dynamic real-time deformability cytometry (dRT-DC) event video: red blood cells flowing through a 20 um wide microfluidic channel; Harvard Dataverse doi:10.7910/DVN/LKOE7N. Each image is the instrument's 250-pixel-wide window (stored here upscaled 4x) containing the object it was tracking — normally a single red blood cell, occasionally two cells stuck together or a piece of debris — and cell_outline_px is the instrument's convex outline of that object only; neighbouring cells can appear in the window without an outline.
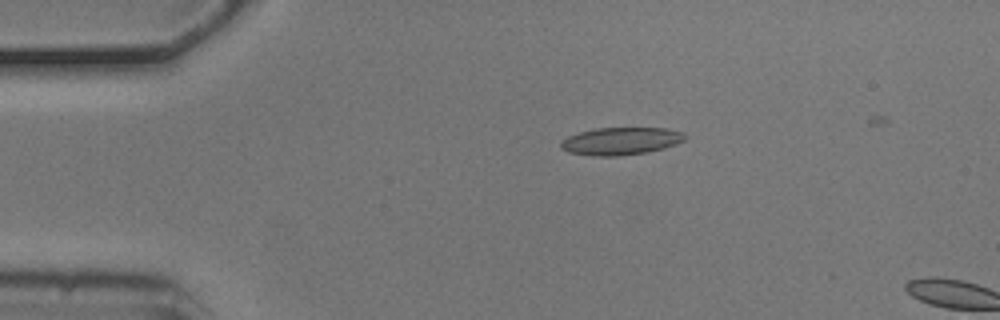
{"species": "common noctule bat (a hibernating species)", "species_latin": "Nyctalus noctula", "temperature_condition": "cold", "stored_images_in_passage": 4, "camera_frame_rate_fps": 3000, "um_per_image_px": 0.085, "animal": {"sex": "male", "body_mass_g": 20.5, "forearm_length_mm": 52.5}, "frame": {"image": 1, "passage_image": 1, "time_ms": 0.0, "image_size_px": [1000, 320], "cell_outline_px": [[688, 136], [684, 140], [676, 144], [664, 148], [648, 152], [620, 156], [592, 156], [568, 152], [560, 148], [560, 144], [568, 136], [580, 132], [596, 128], [668, 128], [684, 132]], "centroid_in_image_um": [52.81, 11.99], "position_along_channel_um": 32.2, "area_um2": 20.06}}
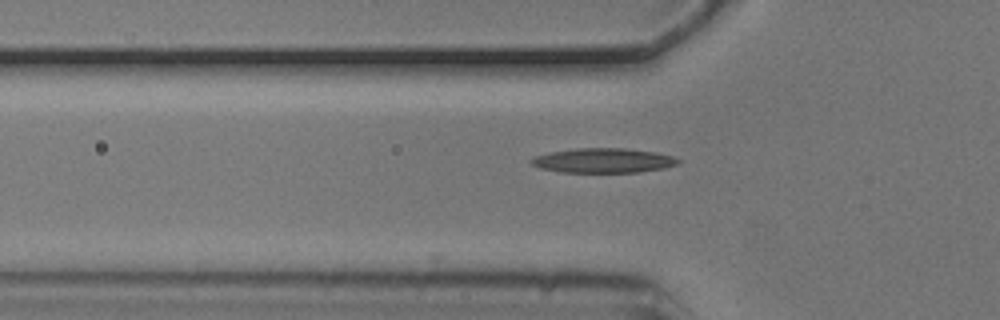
{"frame": {"image": 2, "passage_image": 3, "time_ms": 0.667, "image_size_px": [1000, 320], "cell_outline_px": [[680, 164], [664, 168], [640, 172], [560, 172], [540, 168], [532, 164], [528, 160], [536, 156], [548, 152], [576, 148], [624, 148], [656, 152], [672, 156], [680, 160]], "centroid_in_image_um": [51.28, 13.64], "position_along_channel_um": 74.5, "area_um2": 21.15}}